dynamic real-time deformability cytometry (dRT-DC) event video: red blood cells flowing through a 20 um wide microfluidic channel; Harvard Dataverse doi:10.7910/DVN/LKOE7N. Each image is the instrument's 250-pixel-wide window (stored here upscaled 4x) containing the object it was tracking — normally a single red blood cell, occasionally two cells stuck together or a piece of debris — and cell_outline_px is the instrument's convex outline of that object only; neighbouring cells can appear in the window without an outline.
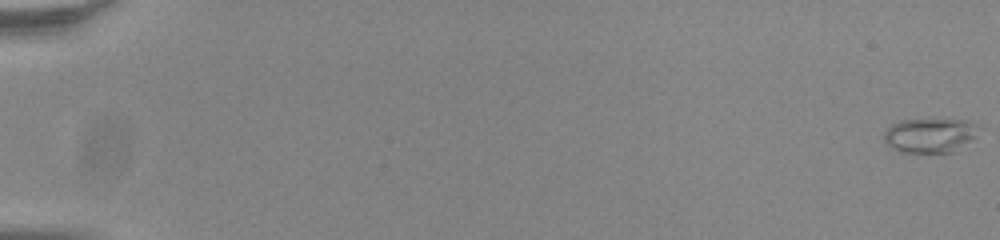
{"species": "common noctule bat (a hibernating species)", "species_latin": "Nyctalus noctula", "temperature_condition": "room temperature", "stored_images_in_passage": 47, "camera_frame_rate_fps": 3000, "um_per_image_px": 0.085, "animal": {"sex": "male", "body_mass_g": 20.0, "forearm_length_mm": 53.3}, "frame": {"image": 1, "passage_image": 1, "time_ms": 0.0, "image_size_px": [1000, 240], "cell_outline_px": [[976, 136], [972, 140], [956, 152], [900, 152], [892, 148], [884, 140], [884, 132], [892, 124], [900, 120], [968, 120], [972, 124]], "centroid_in_image_um": [79.0, 11.52], "position_along_channel_um": 6.0, "area_um2": 18.67}}
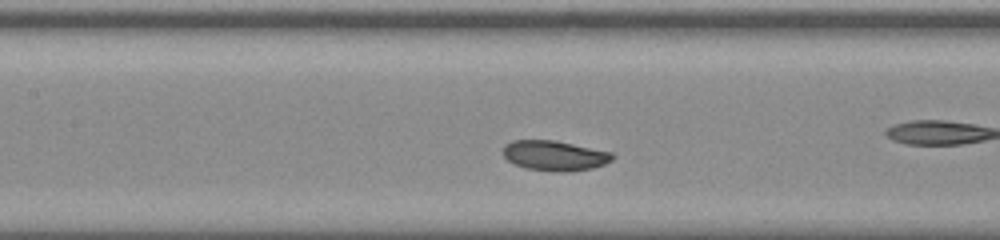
{"frame": {"image": 2, "passage_image": 26, "time_ms": 8.333, "image_size_px": [1000, 240], "cell_outline_px": [[616, 156], [612, 160], [604, 164], [592, 168], [572, 172], [552, 172], [524, 168], [508, 160], [504, 156], [504, 144], [512, 140], [556, 140], [612, 152]], "centroid_in_image_um": [47.17, 13.23], "position_along_channel_um": 160.2, "area_um2": 19.42}}
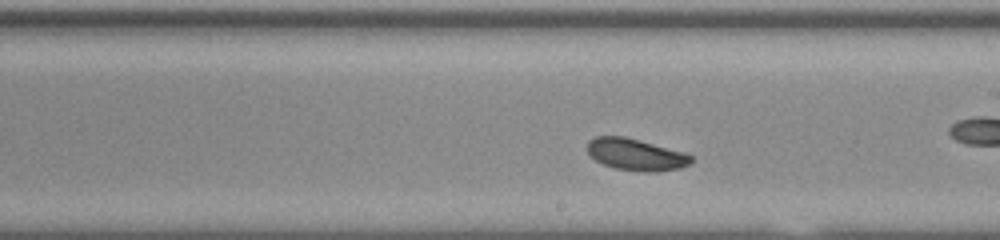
{"frame": {"image": 3, "passage_image": 32, "time_ms": 10.333, "image_size_px": [1000, 240], "cell_outline_px": [[692, 160], [688, 164], [680, 168], [648, 172], [616, 168], [604, 164], [596, 160], [588, 152], [588, 140], [596, 136], [624, 136], [640, 140], [684, 152], [692, 156]], "centroid_in_image_um": [54.04, 13.12], "position_along_channel_um": 235.0, "area_um2": 18.9}, "authors_computed_cell_mechanics": {"area_um2": 19.1318, "velocity_mm_per_s": 3.7487, "shape_relaxation_time_tau1_ms": 2.1439, "shape_relaxation_time_tau2_ms": null, "deformation_change_tau1": 0.0875, "deformation_change_tau2": null}}